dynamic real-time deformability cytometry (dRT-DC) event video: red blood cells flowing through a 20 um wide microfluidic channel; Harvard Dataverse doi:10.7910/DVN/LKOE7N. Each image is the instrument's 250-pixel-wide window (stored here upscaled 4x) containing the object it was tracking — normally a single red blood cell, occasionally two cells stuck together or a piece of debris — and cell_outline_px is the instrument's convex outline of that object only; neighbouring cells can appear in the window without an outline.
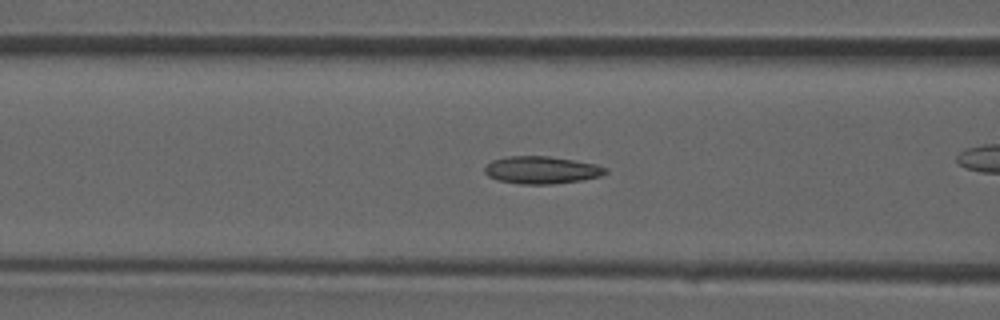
{"species": "common noctule bat (a hibernating species)", "species_latin": "Nyctalus noctula", "temperature_condition": "room temperature", "stored_images_in_passage": 26, "camera_frame_rate_fps": 3000, "um_per_image_px": 0.085, "animal": {"sex": "male", "forearm_length_mm": 52.5}, "frame": {"image": 1, "passage_image": 4, "time_ms": 1.0, "image_size_px": [1000, 320], "cell_outline_px": [[608, 172], [600, 176], [580, 180], [552, 184], [520, 184], [500, 180], [488, 176], [484, 172], [484, 168], [492, 160], [508, 156], [548, 156], [596, 164], [608, 168]], "centroid_in_image_um": [46.04, 14.45], "position_along_channel_um": 120.6, "area_um2": 19.19}}